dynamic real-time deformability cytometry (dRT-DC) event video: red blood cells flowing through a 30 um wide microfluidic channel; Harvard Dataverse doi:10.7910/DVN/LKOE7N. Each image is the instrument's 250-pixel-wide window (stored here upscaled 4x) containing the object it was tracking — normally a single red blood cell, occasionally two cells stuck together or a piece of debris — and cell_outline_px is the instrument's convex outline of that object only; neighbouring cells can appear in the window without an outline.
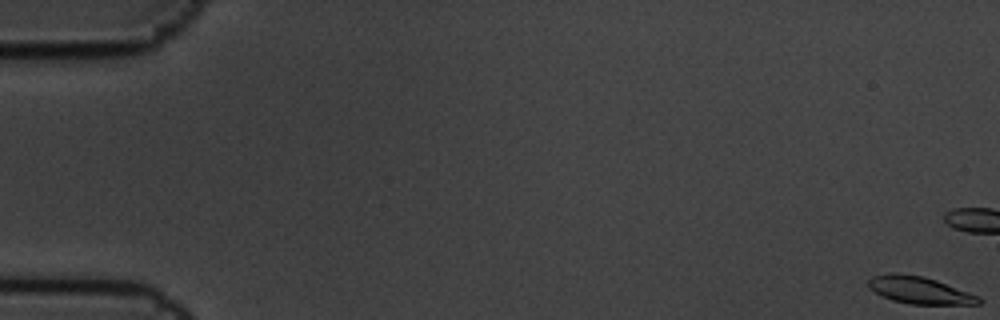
{"species": "common noctule bat (a hibernating species)", "species_latin": "Nyctalus noctula", "temperature_condition": "cold", "stored_images_in_passage": 7, "camera_frame_rate_fps": 3000, "um_per_image_px": 0.085, "animal": {"sex": "male", "body_mass_g": 19.5, "forearm_length_mm": 54.6}, "frame": {"image": 1, "passage_image": 1, "time_ms": 0.0, "image_size_px": [1000, 320], "cell_outline_px": [[980, 304], [908, 304], [892, 300], [868, 288], [868, 280], [872, 276], [892, 272], [896, 272], [924, 276], [936, 280], [980, 296]], "centroid_in_image_um": [78.14, 24.65], "position_along_channel_um": 6.9, "area_um2": 17.46}}
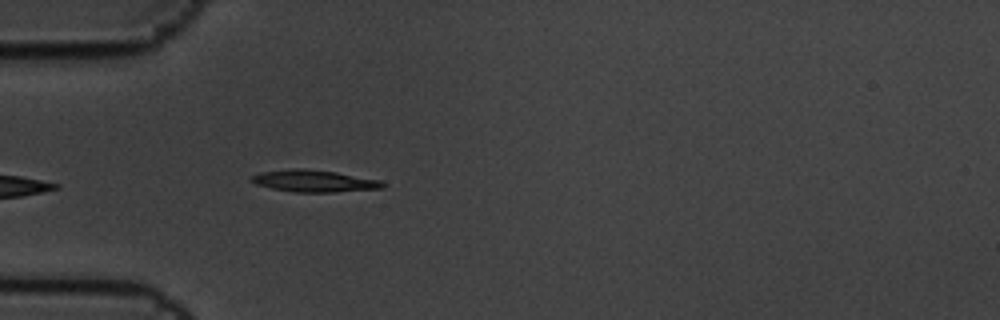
{"frame": {"image": 2, "passage_image": 7, "time_ms": 2.0, "image_size_px": [1000, 320], "cell_outline_px": [[388, 184], [384, 188], [332, 192], [296, 192], [272, 188], [256, 184], [252, 180], [252, 176], [260, 172], [292, 168], [304, 168], [336, 172], [380, 180]], "centroid_in_image_um": [26.75, 15.38], "position_along_channel_um": 58.3, "area_um2": 16.7}}